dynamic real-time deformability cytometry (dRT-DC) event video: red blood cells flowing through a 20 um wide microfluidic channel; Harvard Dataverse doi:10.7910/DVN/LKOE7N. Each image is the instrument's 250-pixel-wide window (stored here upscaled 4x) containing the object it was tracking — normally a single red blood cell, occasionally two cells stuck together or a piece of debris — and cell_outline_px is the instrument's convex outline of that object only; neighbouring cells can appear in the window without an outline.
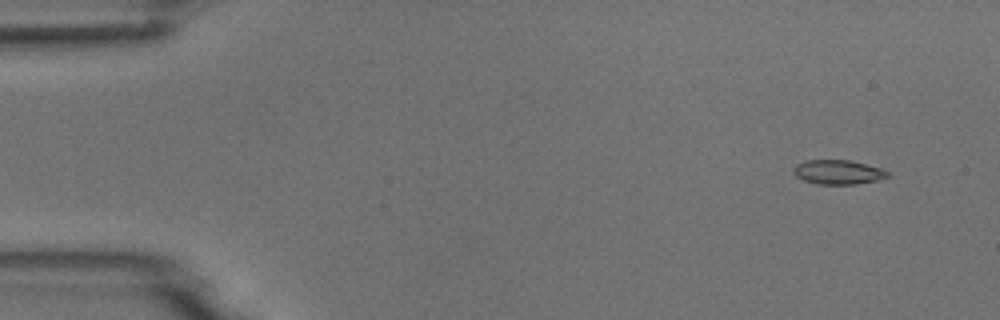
{"species": "common noctule bat (a hibernating species)", "species_latin": "Nyctalus noctula", "temperature_condition": "room temperature", "stored_images_in_passage": 7, "camera_frame_rate_fps": 3000, "um_per_image_px": 0.085, "animal": {"sex": "male", "body_mass_g": 18.8}, "frame": {"image": 1, "passage_image": 2, "time_ms": 1.0, "image_size_px": [1000, 320], "cell_outline_px": [[892, 176], [880, 180], [856, 184], [820, 184], [804, 180], [796, 176], [792, 172], [792, 168], [796, 164], [804, 160], [848, 160], [880, 168], [888, 172]], "centroid_in_image_um": [71.23, 14.63], "position_along_channel_um": 13.8, "area_um2": 13.41}}
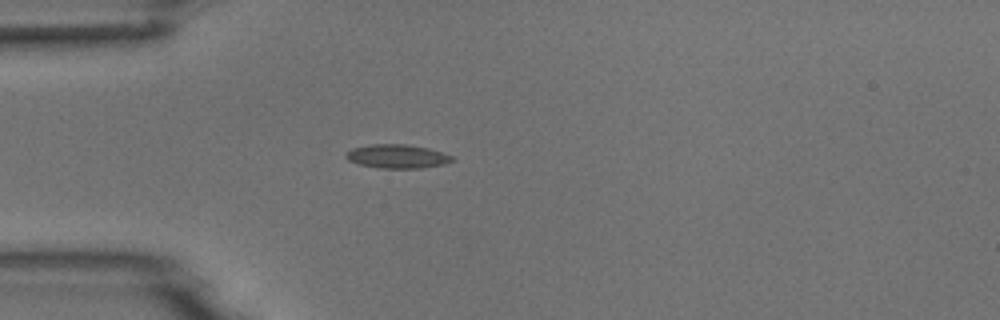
{"frame": {"image": 2, "passage_image": 5, "time_ms": 4.667, "image_size_px": [1000, 320], "cell_outline_px": [[456, 160], [444, 164], [420, 168], [380, 168], [360, 164], [348, 160], [344, 156], [352, 148], [372, 144], [404, 144], [428, 148], [452, 156]], "centroid_in_image_um": [33.77, 13.29], "position_along_channel_um": 51.2, "area_um2": 14.57}}